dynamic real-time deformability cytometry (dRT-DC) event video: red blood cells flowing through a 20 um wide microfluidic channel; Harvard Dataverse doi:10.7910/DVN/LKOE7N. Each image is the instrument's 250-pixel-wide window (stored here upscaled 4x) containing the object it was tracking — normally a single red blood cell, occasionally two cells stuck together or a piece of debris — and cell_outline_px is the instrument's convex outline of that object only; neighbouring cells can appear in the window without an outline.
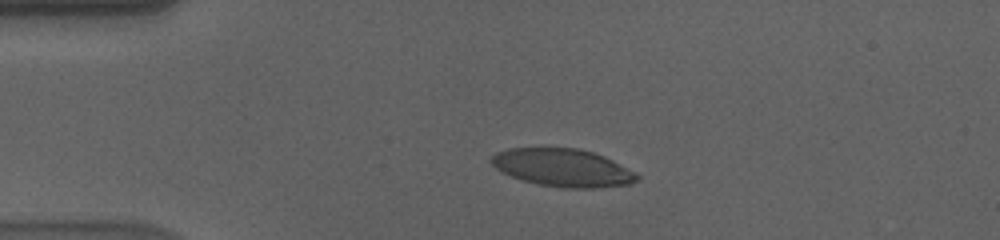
{"species": "human", "species_latin": "Homo sapiens", "temperature_condition": "cold", "stored_images_in_passage": 45, "camera_frame_rate_fps": 3000, "um_per_image_px": 0.085, "donor": {"sex": "male"}, "frame": {"image": 1, "passage_image": 1, "time_ms": 0.0, "image_size_px": [1000, 240], "cell_outline_px": [[640, 176], [632, 184], [592, 188], [560, 188], [536, 184], [500, 172], [488, 160], [496, 152], [508, 148], [576, 148], [592, 152], [604, 156], [636, 172]], "centroid_in_image_um": [47.82, 14.26], "position_along_channel_um": 37.2, "area_um2": 32.19}}
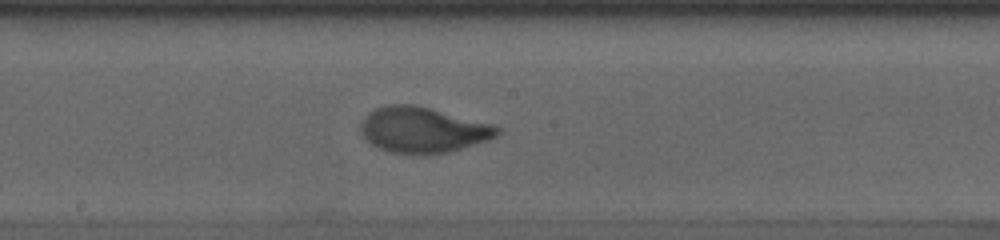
{"frame": {"image": 2, "passage_image": 19, "time_ms": 6.0, "image_size_px": [1000, 240], "cell_outline_px": [[500, 132], [496, 136], [488, 140], [448, 152], [428, 156], [412, 156], [392, 152], [380, 148], [372, 144], [364, 136], [360, 128], [360, 124], [364, 116], [368, 112], [376, 108], [388, 104], [412, 104], [432, 108], [492, 124], [500, 128]], "centroid_in_image_um": [35.93, 11.05], "position_along_channel_um": 212.3, "area_um2": 36.7}}
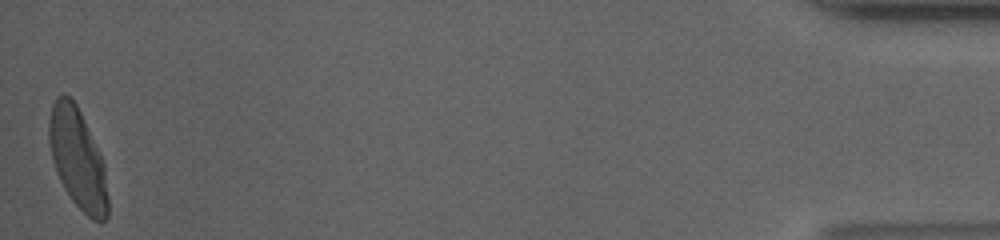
{"frame": {"image": 3, "passage_image": 45, "time_ms": 14.667, "image_size_px": [1000, 240], "cell_outline_px": [[108, 216], [100, 224], [92, 220], [72, 200], [64, 188], [56, 172], [52, 160], [48, 140], [48, 120], [52, 104], [56, 96], [68, 96], [76, 104], [100, 152], [104, 164], [108, 196]], "centroid_in_image_um": [6.6, 13.52], "position_along_channel_um": 428.6, "area_um2": 34.45}, "authors_computed_cell_mechanics": {"area_um2": 34.7378, "velocity_mm_per_s": 3.5547, "shape_relaxation_time_tau1_ms": 3.486, "shape_relaxation_time_tau2_ms": null, "deformation_change_tau1": 0.1933, "deformation_change_tau2": null}}